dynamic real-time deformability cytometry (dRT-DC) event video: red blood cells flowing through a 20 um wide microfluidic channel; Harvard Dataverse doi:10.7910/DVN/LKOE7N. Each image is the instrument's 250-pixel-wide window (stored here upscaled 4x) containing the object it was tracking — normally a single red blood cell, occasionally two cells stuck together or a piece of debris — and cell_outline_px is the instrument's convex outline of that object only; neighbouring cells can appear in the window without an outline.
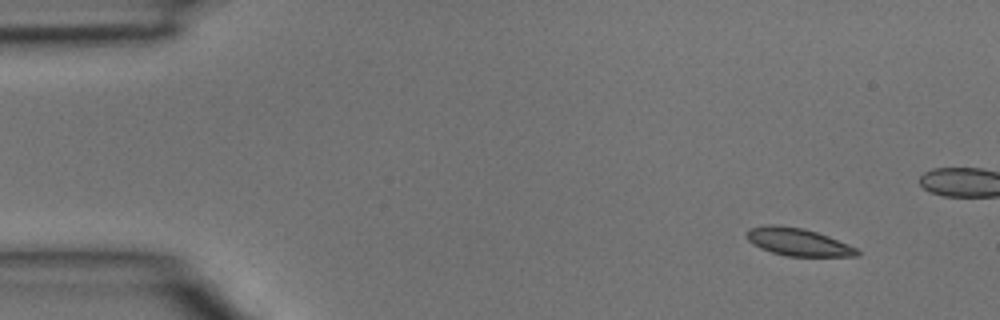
{"species": "common noctule bat (a hibernating species)", "species_latin": "Nyctalus noctula", "temperature_condition": "room temperature", "stored_images_in_passage": 4, "camera_frame_rate_fps": 3000, "um_per_image_px": 0.085, "animal": {"sex": "male", "body_mass_g": 15.6}, "frame": {"image": 1, "passage_image": 1, "time_ms": 0.0, "image_size_px": [1000, 320], "cell_outline_px": [[860, 256], [788, 256], [772, 252], [760, 248], [752, 244], [748, 240], [744, 232], [748, 228], [764, 224], [776, 224], [804, 228], [828, 236], [848, 244], [856, 248], [860, 252]], "centroid_in_image_um": [67.77, 20.55], "position_along_channel_um": 17.2, "area_um2": 17.98}}